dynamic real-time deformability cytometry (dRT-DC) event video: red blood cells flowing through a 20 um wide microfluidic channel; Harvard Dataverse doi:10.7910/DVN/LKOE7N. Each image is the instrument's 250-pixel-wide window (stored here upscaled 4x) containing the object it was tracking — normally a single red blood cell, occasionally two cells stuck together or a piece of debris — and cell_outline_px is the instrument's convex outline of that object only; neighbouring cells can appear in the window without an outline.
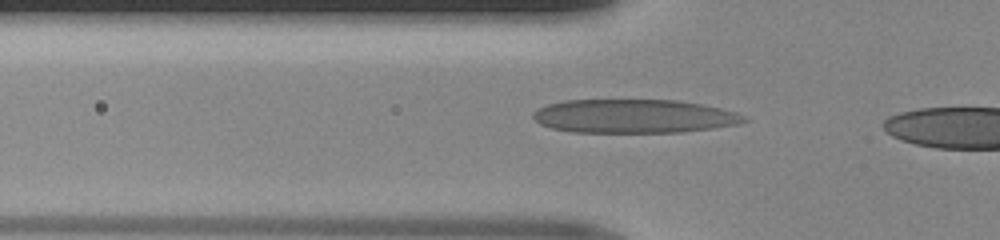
{"species": "human", "species_latin": "Homo sapiens", "temperature_condition": "room temperature", "stored_images_in_passage": 28, "camera_frame_rate_fps": 3000, "um_per_image_px": 0.085, "donor": {"sex": "male"}, "frame": {"image": 1, "passage_image": 3, "time_ms": 0.667, "image_size_px": [1000, 240], "cell_outline_px": [[748, 120], [740, 124], [712, 128], [680, 132], [572, 132], [552, 128], [540, 124], [532, 116], [532, 112], [548, 104], [564, 100], [676, 100], [700, 104], [720, 108], [736, 112], [744, 116]], "centroid_in_image_um": [53.88, 9.88], "position_along_channel_um": 71.9, "area_um2": 41.33}}
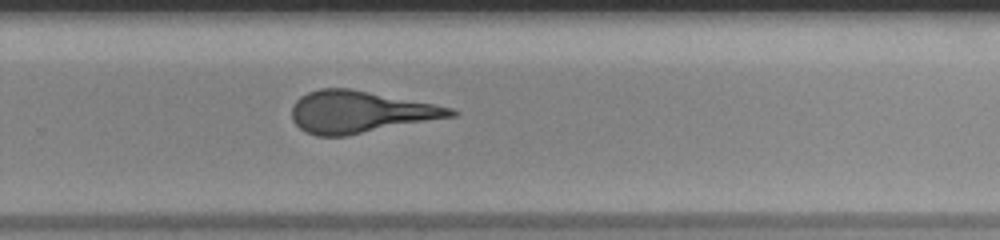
{"frame": {"image": 2, "passage_image": 19, "time_ms": 6.0, "image_size_px": [1000, 240], "cell_outline_px": [[460, 112], [456, 116], [344, 136], [316, 136], [300, 128], [292, 120], [292, 104], [300, 96], [308, 92], [320, 88], [348, 88], [432, 104], [452, 108]], "centroid_in_image_um": [30.57, 9.52], "position_along_channel_um": 299.2, "area_um2": 38.44}}
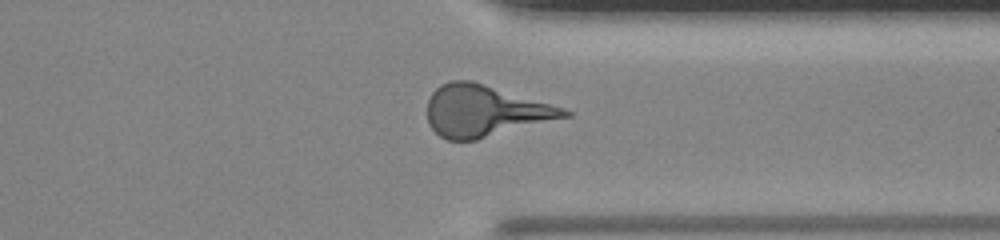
{"frame": {"image": 3, "passage_image": 24, "time_ms": 7.667, "image_size_px": [1000, 240], "cell_outline_px": [[572, 116], [476, 140], [448, 140], [440, 136], [428, 124], [428, 100], [432, 92], [440, 84], [452, 80], [472, 80], [564, 108], [572, 112]], "centroid_in_image_um": [41.21, 9.43], "position_along_channel_um": 370.2, "area_um2": 40.98}}